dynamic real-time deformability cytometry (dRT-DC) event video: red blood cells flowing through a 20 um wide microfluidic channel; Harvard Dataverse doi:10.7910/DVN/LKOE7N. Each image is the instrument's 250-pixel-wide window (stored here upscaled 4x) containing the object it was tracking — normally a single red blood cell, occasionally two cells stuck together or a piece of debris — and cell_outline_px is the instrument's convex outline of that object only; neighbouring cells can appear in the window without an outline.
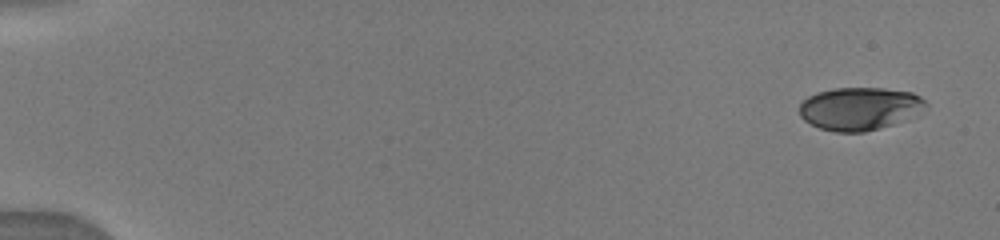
{"species": "human", "species_latin": "Homo sapiens", "temperature_condition": "warm", "stored_images_in_passage": 11, "camera_frame_rate_fps": 3000, "um_per_image_px": 0.085, "donor": {"sex": "male"}, "frame": {"image": 1, "passage_image": 1, "time_ms": 0.0, "image_size_px": [1000, 240], "cell_outline_px": [[928, 108], [892, 124], [880, 128], [864, 132], [836, 132], [820, 128], [804, 120], [800, 116], [800, 104], [808, 96], [816, 92], [832, 88], [884, 88], [912, 92], [920, 96], [928, 104]], "centroid_in_image_um": [73.06, 9.22], "position_along_channel_um": 11.9, "area_um2": 31.5}}
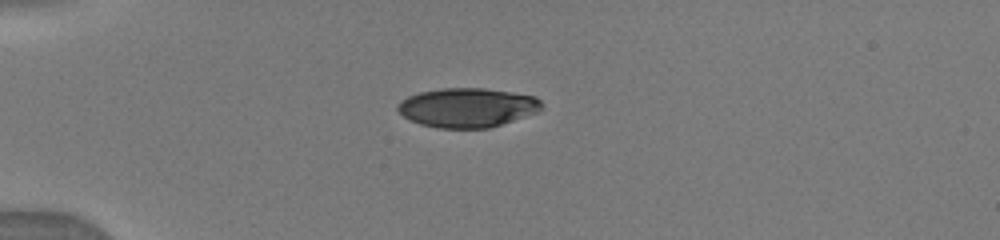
{"frame": {"image": 2, "passage_image": 6, "time_ms": 4.0, "image_size_px": [1000, 240], "cell_outline_px": [[544, 108], [536, 112], [488, 128], [436, 128], [420, 124], [404, 116], [396, 108], [396, 104], [400, 100], [408, 96], [420, 92], [444, 88], [484, 88], [512, 92], [536, 96], [544, 104]], "centroid_in_image_um": [39.72, 9.13], "position_along_channel_um": 45.3, "area_um2": 32.89}}
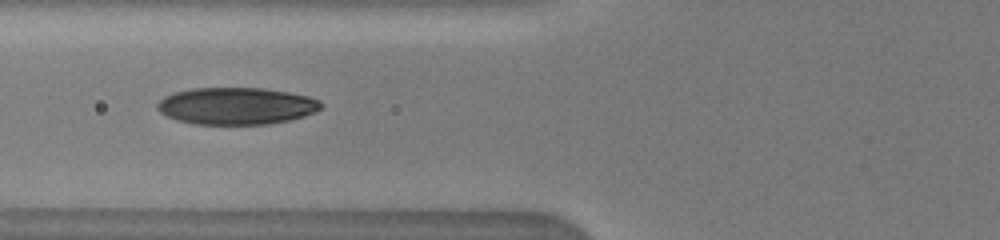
{"frame": {"image": 3, "passage_image": 10, "time_ms": 6.333, "image_size_px": [1000, 240], "cell_outline_px": [[324, 104], [316, 112], [304, 116], [288, 120], [268, 124], [196, 124], [176, 120], [160, 112], [156, 108], [156, 104], [164, 96], [172, 92], [192, 88], [264, 88], [288, 92], [308, 96], [320, 100]], "centroid_in_image_um": [20.08, 9.0], "position_along_channel_um": 105.7, "area_um2": 35.49}}